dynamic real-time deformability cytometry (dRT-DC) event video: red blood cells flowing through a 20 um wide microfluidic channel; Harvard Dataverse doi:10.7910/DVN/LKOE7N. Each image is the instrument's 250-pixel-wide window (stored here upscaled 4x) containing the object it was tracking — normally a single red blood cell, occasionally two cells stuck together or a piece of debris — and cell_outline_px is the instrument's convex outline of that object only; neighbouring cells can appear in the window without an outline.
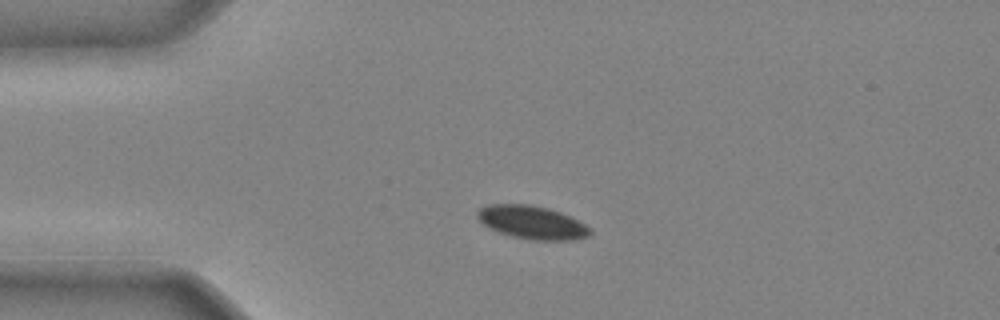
{"species": "common noctule bat (a hibernating species)", "species_latin": "Nyctalus noctula", "temperature_condition": "cold", "stored_images_in_passage": 34, "camera_frame_rate_fps": 3000, "um_per_image_px": 0.085, "animal": {"sex": "male", "body_mass_g": 20.4}, "frame": {"image": 1, "passage_image": 1, "time_ms": 0.0, "image_size_px": [1000, 320], "cell_outline_px": [[592, 232], [588, 236], [572, 240], [532, 240], [512, 236], [500, 232], [484, 224], [476, 216], [476, 212], [480, 208], [488, 204], [528, 204], [548, 208], [560, 212], [584, 224]], "centroid_in_image_um": [45.2, 18.9], "position_along_channel_um": 39.8, "area_um2": 21.5}}
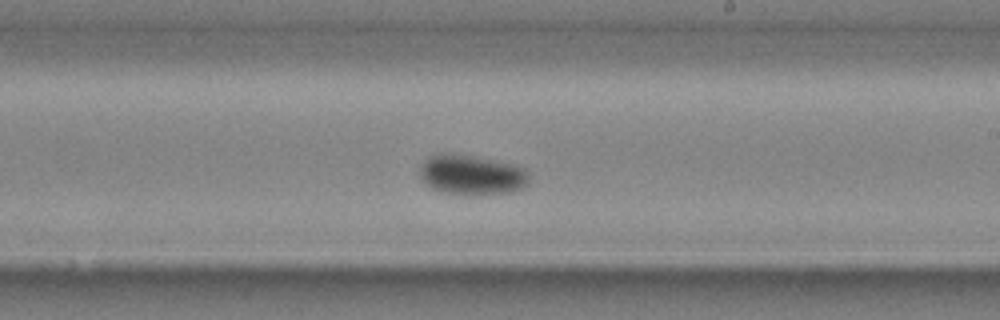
{"frame": {"image": 2, "passage_image": 17, "time_ms": 5.333, "image_size_px": [1000, 320], "cell_outline_px": [[528, 184], [524, 188], [512, 192], [476, 196], [468, 196], [444, 192], [432, 188], [424, 184], [420, 176], [420, 164], [428, 156], [440, 152], [448, 152], [472, 156], [512, 164], [524, 168], [528, 172]], "centroid_in_image_um": [40.06, 14.87], "position_along_channel_um": 248.9, "area_um2": 26.07}}
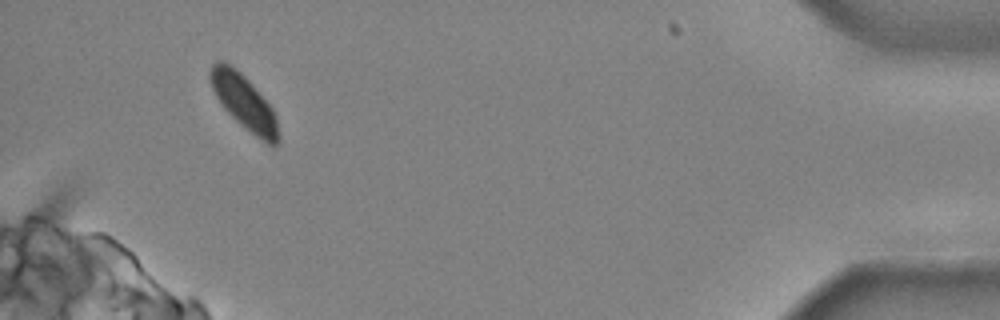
{"frame": {"image": 3, "passage_image": 32, "time_ms": 10.333, "image_size_px": [1000, 320], "cell_outline_px": [[280, 140], [276, 148], [260, 140], [240, 124], [220, 104], [208, 80], [208, 72], [212, 64], [216, 60], [220, 60], [236, 68], [252, 84], [272, 108], [276, 116], [280, 136]], "centroid_in_image_um": [20.74, 8.7], "position_along_channel_um": 414.5, "area_um2": 21.91}}